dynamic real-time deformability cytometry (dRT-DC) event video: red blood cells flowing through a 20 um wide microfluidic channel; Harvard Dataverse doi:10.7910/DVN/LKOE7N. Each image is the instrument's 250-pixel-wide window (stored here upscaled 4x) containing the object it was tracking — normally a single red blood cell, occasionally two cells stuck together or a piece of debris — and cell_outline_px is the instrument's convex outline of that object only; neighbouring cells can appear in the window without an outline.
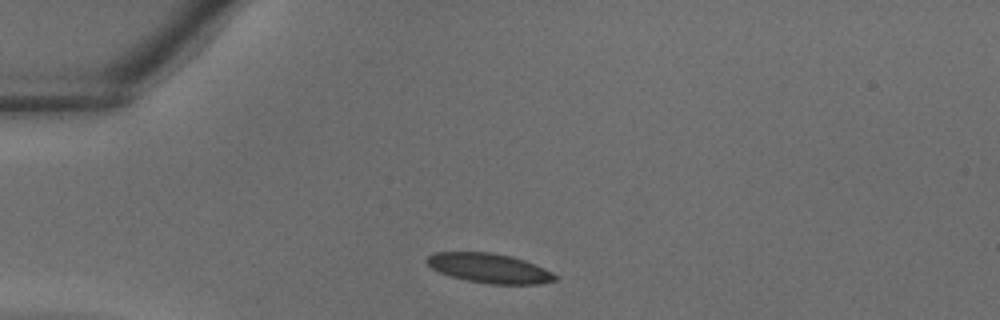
{"species": "common noctule bat (a hibernating species)", "species_latin": "Nyctalus noctula", "temperature_condition": "warm", "stored_images_in_passage": 29, "camera_frame_rate_fps": 3000, "um_per_image_px": 0.085, "animal": {"sex": "male", "body_mass_g": 18.8}, "frame": {"image": 1, "passage_image": 1, "time_ms": 0.0, "image_size_px": [1000, 320], "cell_outline_px": [[556, 280], [540, 284], [492, 284], [468, 280], [452, 276], [440, 272], [432, 268], [428, 264], [428, 256], [436, 252], [492, 252], [512, 256], [524, 260], [544, 268], [552, 272], [556, 276]], "centroid_in_image_um": [41.62, 22.79], "position_along_channel_um": 43.4, "area_um2": 21.79}}
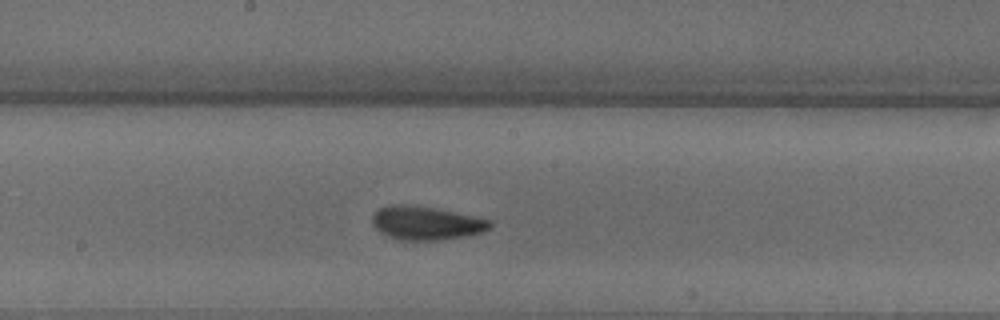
{"frame": {"image": 2, "passage_image": 12, "time_ms": 3.667, "image_size_px": [1000, 320], "cell_outline_px": [[492, 228], [480, 232], [464, 236], [436, 240], [400, 240], [388, 236], [380, 232], [372, 224], [372, 212], [388, 204], [404, 204], [432, 208], [492, 220]], "centroid_in_image_um": [36.17, 18.96], "position_along_channel_um": 212.0, "area_um2": 22.83}}
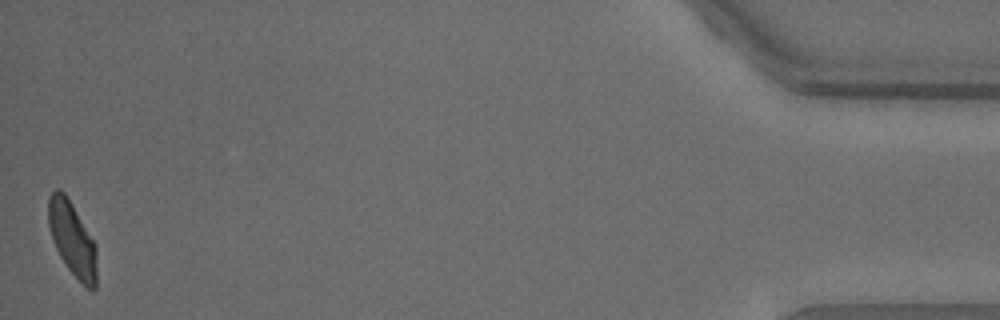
{"frame": {"image": 3, "passage_image": 29, "time_ms": 9.333, "image_size_px": [1000, 320], "cell_outline_px": [[96, 288], [92, 292], [68, 268], [60, 256], [52, 240], [48, 224], [48, 196], [56, 188], [60, 188], [64, 192], [72, 204], [96, 244]], "centroid_in_image_um": [6.13, 20.28], "position_along_channel_um": 429.1, "area_um2": 20.81}}